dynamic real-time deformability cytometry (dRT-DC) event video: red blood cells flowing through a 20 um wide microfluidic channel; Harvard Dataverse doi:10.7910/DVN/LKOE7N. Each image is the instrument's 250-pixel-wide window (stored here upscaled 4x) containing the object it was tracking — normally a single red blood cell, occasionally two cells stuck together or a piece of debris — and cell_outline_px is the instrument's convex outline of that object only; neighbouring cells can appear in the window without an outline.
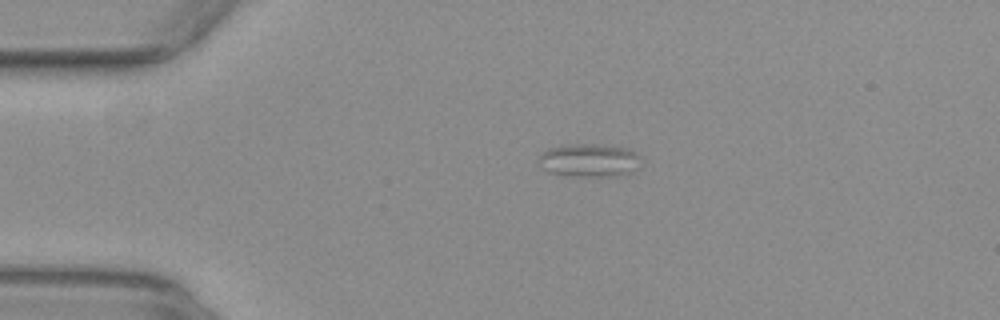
{"species": "common noctule bat (a hibernating species)", "species_latin": "Nyctalus noctula", "temperature_condition": "warm", "stored_images_in_passage": 45, "segment_of_instrument_passage": [1, 2], "camera_frame_rate_fps": 3000, "um_per_image_px": 0.085, "animal": {"sex": "female", "body_mass_g": 29.2, "forearm_length_mm": 56.3}, "frame": {"image": 1, "passage_image": 1, "time_ms": 0.0, "image_size_px": [1000, 320], "cell_outline_px": [[640, 156], [636, 168], [632, 172], [616, 176], [576, 176], [548, 172], [536, 160], [548, 148], [564, 144], [600, 144], [628, 148]], "centroid_in_image_um": [50.07, 13.61], "position_along_channel_um": 34.9, "area_um2": 19.77}}
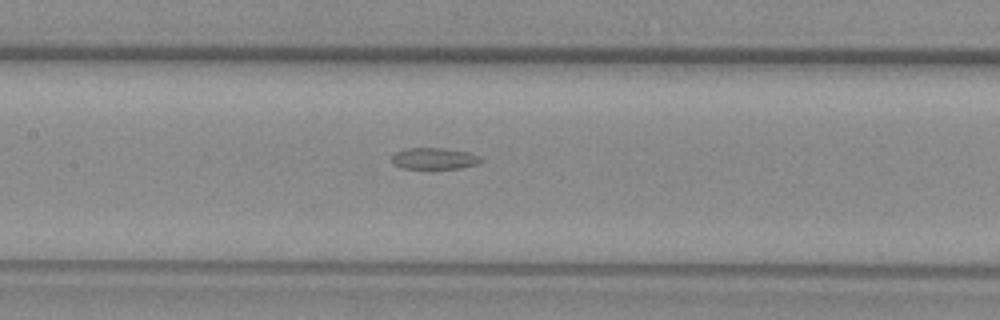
{"frame": {"image": 2, "passage_image": 15, "time_ms": 4.667, "image_size_px": [1000, 320], "cell_outline_px": [[484, 160], [476, 164], [460, 168], [436, 172], [428, 172], [400, 168], [392, 164], [392, 156], [396, 152], [408, 148], [444, 148], [468, 152], [480, 156]], "centroid_in_image_um": [36.88, 13.55], "position_along_channel_um": 170.5, "area_um2": 12.08}}
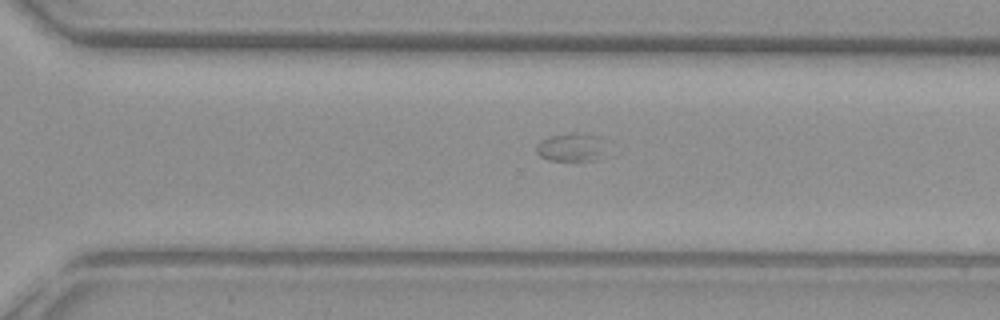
{"frame": {"image": 3, "passage_image": 27, "time_ms": 8.667, "image_size_px": [1000, 320], "cell_outline_px": [[596, 160], [548, 160], [540, 156], [536, 152], [536, 144], [552, 136], [576, 132], [596, 136]], "centroid_in_image_um": [48.31, 12.52], "position_along_channel_um": 322.3, "area_um2": 10.29}}